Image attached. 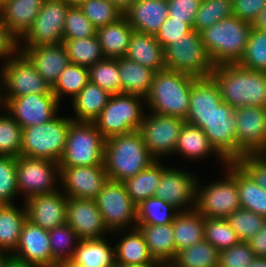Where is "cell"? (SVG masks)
<instances>
[{"instance_id":"obj_1","label":"cell","mask_w":266,"mask_h":267,"mask_svg":"<svg viewBox=\"0 0 266 267\" xmlns=\"http://www.w3.org/2000/svg\"><path fill=\"white\" fill-rule=\"evenodd\" d=\"M210 76L217 83L223 102L234 109L243 106L266 108V72L231 63L214 66Z\"/></svg>"},{"instance_id":"obj_2","label":"cell","mask_w":266,"mask_h":267,"mask_svg":"<svg viewBox=\"0 0 266 267\" xmlns=\"http://www.w3.org/2000/svg\"><path fill=\"white\" fill-rule=\"evenodd\" d=\"M155 161L139 130L105 140L104 166L111 180L123 182Z\"/></svg>"},{"instance_id":"obj_3","label":"cell","mask_w":266,"mask_h":267,"mask_svg":"<svg viewBox=\"0 0 266 267\" xmlns=\"http://www.w3.org/2000/svg\"><path fill=\"white\" fill-rule=\"evenodd\" d=\"M197 78L174 70L157 71L145 105L149 112L186 119L192 84Z\"/></svg>"},{"instance_id":"obj_4","label":"cell","mask_w":266,"mask_h":267,"mask_svg":"<svg viewBox=\"0 0 266 267\" xmlns=\"http://www.w3.org/2000/svg\"><path fill=\"white\" fill-rule=\"evenodd\" d=\"M251 30L252 23L231 15L201 31L212 64L238 63L245 52Z\"/></svg>"},{"instance_id":"obj_5","label":"cell","mask_w":266,"mask_h":267,"mask_svg":"<svg viewBox=\"0 0 266 267\" xmlns=\"http://www.w3.org/2000/svg\"><path fill=\"white\" fill-rule=\"evenodd\" d=\"M145 98L127 93L111 95L108 103L94 120V125L105 140L140 130Z\"/></svg>"},{"instance_id":"obj_6","label":"cell","mask_w":266,"mask_h":267,"mask_svg":"<svg viewBox=\"0 0 266 267\" xmlns=\"http://www.w3.org/2000/svg\"><path fill=\"white\" fill-rule=\"evenodd\" d=\"M68 116H56L47 123L22 128L21 155L59 162L66 146L69 125Z\"/></svg>"},{"instance_id":"obj_7","label":"cell","mask_w":266,"mask_h":267,"mask_svg":"<svg viewBox=\"0 0 266 267\" xmlns=\"http://www.w3.org/2000/svg\"><path fill=\"white\" fill-rule=\"evenodd\" d=\"M226 166V175L224 174L221 181L201 186L197 179L196 209L205 218L226 219L235 210L241 208L237 188V163L228 162Z\"/></svg>"},{"instance_id":"obj_8","label":"cell","mask_w":266,"mask_h":267,"mask_svg":"<svg viewBox=\"0 0 266 267\" xmlns=\"http://www.w3.org/2000/svg\"><path fill=\"white\" fill-rule=\"evenodd\" d=\"M104 145L93 122L72 121L59 167L104 165Z\"/></svg>"},{"instance_id":"obj_9","label":"cell","mask_w":266,"mask_h":267,"mask_svg":"<svg viewBox=\"0 0 266 267\" xmlns=\"http://www.w3.org/2000/svg\"><path fill=\"white\" fill-rule=\"evenodd\" d=\"M165 67L169 70L182 72L196 78H206L214 69L202 36L194 29L182 38L174 40L164 49Z\"/></svg>"},{"instance_id":"obj_10","label":"cell","mask_w":266,"mask_h":267,"mask_svg":"<svg viewBox=\"0 0 266 267\" xmlns=\"http://www.w3.org/2000/svg\"><path fill=\"white\" fill-rule=\"evenodd\" d=\"M16 179L18 193L24 195L25 200L61 189L57 186L60 182L59 164L48 159L16 157Z\"/></svg>"},{"instance_id":"obj_11","label":"cell","mask_w":266,"mask_h":267,"mask_svg":"<svg viewBox=\"0 0 266 267\" xmlns=\"http://www.w3.org/2000/svg\"><path fill=\"white\" fill-rule=\"evenodd\" d=\"M96 203L106 227L114 235L122 229L128 230L137 226V206L121 181L109 179L99 192Z\"/></svg>"},{"instance_id":"obj_12","label":"cell","mask_w":266,"mask_h":267,"mask_svg":"<svg viewBox=\"0 0 266 267\" xmlns=\"http://www.w3.org/2000/svg\"><path fill=\"white\" fill-rule=\"evenodd\" d=\"M3 98L29 94H53L52 87L40 76L31 61L20 51L3 60Z\"/></svg>"},{"instance_id":"obj_13","label":"cell","mask_w":266,"mask_h":267,"mask_svg":"<svg viewBox=\"0 0 266 267\" xmlns=\"http://www.w3.org/2000/svg\"><path fill=\"white\" fill-rule=\"evenodd\" d=\"M68 8L69 6L60 0H44L35 21L19 39V49L63 43Z\"/></svg>"},{"instance_id":"obj_14","label":"cell","mask_w":266,"mask_h":267,"mask_svg":"<svg viewBox=\"0 0 266 267\" xmlns=\"http://www.w3.org/2000/svg\"><path fill=\"white\" fill-rule=\"evenodd\" d=\"M185 120L174 116L145 112L140 132L147 149L160 161L161 157L175 154V148Z\"/></svg>"},{"instance_id":"obj_15","label":"cell","mask_w":266,"mask_h":267,"mask_svg":"<svg viewBox=\"0 0 266 267\" xmlns=\"http://www.w3.org/2000/svg\"><path fill=\"white\" fill-rule=\"evenodd\" d=\"M237 160L243 155L266 152V108L243 106L234 109Z\"/></svg>"},{"instance_id":"obj_16","label":"cell","mask_w":266,"mask_h":267,"mask_svg":"<svg viewBox=\"0 0 266 267\" xmlns=\"http://www.w3.org/2000/svg\"><path fill=\"white\" fill-rule=\"evenodd\" d=\"M7 111L21 128L44 124L58 114L60 102L54 94H29L4 98Z\"/></svg>"},{"instance_id":"obj_17","label":"cell","mask_w":266,"mask_h":267,"mask_svg":"<svg viewBox=\"0 0 266 267\" xmlns=\"http://www.w3.org/2000/svg\"><path fill=\"white\" fill-rule=\"evenodd\" d=\"M60 168V188L68 198L96 200L109 180L104 165Z\"/></svg>"},{"instance_id":"obj_18","label":"cell","mask_w":266,"mask_h":267,"mask_svg":"<svg viewBox=\"0 0 266 267\" xmlns=\"http://www.w3.org/2000/svg\"><path fill=\"white\" fill-rule=\"evenodd\" d=\"M166 167L161 175L160 183L154 197L173 205L179 211L196 209L197 176L179 169Z\"/></svg>"},{"instance_id":"obj_19","label":"cell","mask_w":266,"mask_h":267,"mask_svg":"<svg viewBox=\"0 0 266 267\" xmlns=\"http://www.w3.org/2000/svg\"><path fill=\"white\" fill-rule=\"evenodd\" d=\"M202 130L227 162L237 161L236 117L232 106L222 102Z\"/></svg>"},{"instance_id":"obj_20","label":"cell","mask_w":266,"mask_h":267,"mask_svg":"<svg viewBox=\"0 0 266 267\" xmlns=\"http://www.w3.org/2000/svg\"><path fill=\"white\" fill-rule=\"evenodd\" d=\"M66 224L75 230L81 240L98 239L108 233L112 234L108 232L96 200L68 198Z\"/></svg>"},{"instance_id":"obj_21","label":"cell","mask_w":266,"mask_h":267,"mask_svg":"<svg viewBox=\"0 0 266 267\" xmlns=\"http://www.w3.org/2000/svg\"><path fill=\"white\" fill-rule=\"evenodd\" d=\"M27 220L50 231L66 223L68 197L60 189L54 193L34 195L24 200Z\"/></svg>"},{"instance_id":"obj_22","label":"cell","mask_w":266,"mask_h":267,"mask_svg":"<svg viewBox=\"0 0 266 267\" xmlns=\"http://www.w3.org/2000/svg\"><path fill=\"white\" fill-rule=\"evenodd\" d=\"M12 257L38 267L56 265L52 259L49 232L26 220Z\"/></svg>"},{"instance_id":"obj_23","label":"cell","mask_w":266,"mask_h":267,"mask_svg":"<svg viewBox=\"0 0 266 267\" xmlns=\"http://www.w3.org/2000/svg\"><path fill=\"white\" fill-rule=\"evenodd\" d=\"M222 102L219 87L211 76L197 78L192 84L185 122L203 129Z\"/></svg>"},{"instance_id":"obj_24","label":"cell","mask_w":266,"mask_h":267,"mask_svg":"<svg viewBox=\"0 0 266 267\" xmlns=\"http://www.w3.org/2000/svg\"><path fill=\"white\" fill-rule=\"evenodd\" d=\"M35 66L40 76L51 86L57 82L60 73L70 64L63 43L41 45L19 49Z\"/></svg>"},{"instance_id":"obj_25","label":"cell","mask_w":266,"mask_h":267,"mask_svg":"<svg viewBox=\"0 0 266 267\" xmlns=\"http://www.w3.org/2000/svg\"><path fill=\"white\" fill-rule=\"evenodd\" d=\"M124 16L134 31L155 35L168 17V1L138 0Z\"/></svg>"},{"instance_id":"obj_26","label":"cell","mask_w":266,"mask_h":267,"mask_svg":"<svg viewBox=\"0 0 266 267\" xmlns=\"http://www.w3.org/2000/svg\"><path fill=\"white\" fill-rule=\"evenodd\" d=\"M44 0H7L0 7V18L20 39L35 21Z\"/></svg>"},{"instance_id":"obj_27","label":"cell","mask_w":266,"mask_h":267,"mask_svg":"<svg viewBox=\"0 0 266 267\" xmlns=\"http://www.w3.org/2000/svg\"><path fill=\"white\" fill-rule=\"evenodd\" d=\"M125 57L156 72L166 69L164 48L153 34L133 31Z\"/></svg>"},{"instance_id":"obj_28","label":"cell","mask_w":266,"mask_h":267,"mask_svg":"<svg viewBox=\"0 0 266 267\" xmlns=\"http://www.w3.org/2000/svg\"><path fill=\"white\" fill-rule=\"evenodd\" d=\"M136 227L142 232L152 258L161 266L170 265L176 257L172 223Z\"/></svg>"},{"instance_id":"obj_29","label":"cell","mask_w":266,"mask_h":267,"mask_svg":"<svg viewBox=\"0 0 266 267\" xmlns=\"http://www.w3.org/2000/svg\"><path fill=\"white\" fill-rule=\"evenodd\" d=\"M179 155L184 159H204L208 155H214L216 158L227 165V161L215 150V148L209 142V139L203 132V130L197 126H193L187 122H184L178 138V143L175 148V155Z\"/></svg>"},{"instance_id":"obj_30","label":"cell","mask_w":266,"mask_h":267,"mask_svg":"<svg viewBox=\"0 0 266 267\" xmlns=\"http://www.w3.org/2000/svg\"><path fill=\"white\" fill-rule=\"evenodd\" d=\"M111 94L90 80L82 90L72 99L75 113L73 121L94 122L104 109Z\"/></svg>"},{"instance_id":"obj_31","label":"cell","mask_w":266,"mask_h":267,"mask_svg":"<svg viewBox=\"0 0 266 267\" xmlns=\"http://www.w3.org/2000/svg\"><path fill=\"white\" fill-rule=\"evenodd\" d=\"M134 29L125 16L118 21L97 29V37L105 58L125 56Z\"/></svg>"},{"instance_id":"obj_32","label":"cell","mask_w":266,"mask_h":267,"mask_svg":"<svg viewBox=\"0 0 266 267\" xmlns=\"http://www.w3.org/2000/svg\"><path fill=\"white\" fill-rule=\"evenodd\" d=\"M71 261L86 267H115V246L105 237L82 239Z\"/></svg>"},{"instance_id":"obj_33","label":"cell","mask_w":266,"mask_h":267,"mask_svg":"<svg viewBox=\"0 0 266 267\" xmlns=\"http://www.w3.org/2000/svg\"><path fill=\"white\" fill-rule=\"evenodd\" d=\"M122 235L115 243V263L119 264H159L149 253L145 238L138 227L121 230Z\"/></svg>"},{"instance_id":"obj_34","label":"cell","mask_w":266,"mask_h":267,"mask_svg":"<svg viewBox=\"0 0 266 267\" xmlns=\"http://www.w3.org/2000/svg\"><path fill=\"white\" fill-rule=\"evenodd\" d=\"M122 93L146 98L156 71L127 57L117 58Z\"/></svg>"},{"instance_id":"obj_35","label":"cell","mask_w":266,"mask_h":267,"mask_svg":"<svg viewBox=\"0 0 266 267\" xmlns=\"http://www.w3.org/2000/svg\"><path fill=\"white\" fill-rule=\"evenodd\" d=\"M176 254L204 239V216L197 210L180 211L172 222Z\"/></svg>"},{"instance_id":"obj_36","label":"cell","mask_w":266,"mask_h":267,"mask_svg":"<svg viewBox=\"0 0 266 267\" xmlns=\"http://www.w3.org/2000/svg\"><path fill=\"white\" fill-rule=\"evenodd\" d=\"M27 220L25 204L21 207L13 204L0 205V249L13 253L18 246L23 225Z\"/></svg>"},{"instance_id":"obj_37","label":"cell","mask_w":266,"mask_h":267,"mask_svg":"<svg viewBox=\"0 0 266 267\" xmlns=\"http://www.w3.org/2000/svg\"><path fill=\"white\" fill-rule=\"evenodd\" d=\"M161 162V160L155 161L145 170H142L137 175L122 182L127 194L136 206L146 199L154 196V193L160 183L161 175L167 167Z\"/></svg>"},{"instance_id":"obj_38","label":"cell","mask_w":266,"mask_h":267,"mask_svg":"<svg viewBox=\"0 0 266 267\" xmlns=\"http://www.w3.org/2000/svg\"><path fill=\"white\" fill-rule=\"evenodd\" d=\"M220 251L203 239L177 252L171 267H218Z\"/></svg>"},{"instance_id":"obj_39","label":"cell","mask_w":266,"mask_h":267,"mask_svg":"<svg viewBox=\"0 0 266 267\" xmlns=\"http://www.w3.org/2000/svg\"><path fill=\"white\" fill-rule=\"evenodd\" d=\"M237 188L241 208L266 217V191L237 164Z\"/></svg>"},{"instance_id":"obj_40","label":"cell","mask_w":266,"mask_h":267,"mask_svg":"<svg viewBox=\"0 0 266 267\" xmlns=\"http://www.w3.org/2000/svg\"><path fill=\"white\" fill-rule=\"evenodd\" d=\"M70 63L90 68L105 57L96 36L81 39H63Z\"/></svg>"},{"instance_id":"obj_41","label":"cell","mask_w":266,"mask_h":267,"mask_svg":"<svg viewBox=\"0 0 266 267\" xmlns=\"http://www.w3.org/2000/svg\"><path fill=\"white\" fill-rule=\"evenodd\" d=\"M179 212L173 205L152 196L137 205V225H167Z\"/></svg>"},{"instance_id":"obj_42","label":"cell","mask_w":266,"mask_h":267,"mask_svg":"<svg viewBox=\"0 0 266 267\" xmlns=\"http://www.w3.org/2000/svg\"><path fill=\"white\" fill-rule=\"evenodd\" d=\"M89 81V68L70 63L59 75L52 87V93L61 102L62 97L72 99L82 90Z\"/></svg>"},{"instance_id":"obj_43","label":"cell","mask_w":266,"mask_h":267,"mask_svg":"<svg viewBox=\"0 0 266 267\" xmlns=\"http://www.w3.org/2000/svg\"><path fill=\"white\" fill-rule=\"evenodd\" d=\"M48 232L53 261L56 264L70 261L81 240L75 230L65 223Z\"/></svg>"},{"instance_id":"obj_44","label":"cell","mask_w":266,"mask_h":267,"mask_svg":"<svg viewBox=\"0 0 266 267\" xmlns=\"http://www.w3.org/2000/svg\"><path fill=\"white\" fill-rule=\"evenodd\" d=\"M89 80L111 95L122 93L117 59L104 58L89 68Z\"/></svg>"},{"instance_id":"obj_45","label":"cell","mask_w":266,"mask_h":267,"mask_svg":"<svg viewBox=\"0 0 266 267\" xmlns=\"http://www.w3.org/2000/svg\"><path fill=\"white\" fill-rule=\"evenodd\" d=\"M231 15H233L232 0H202L195 16L193 29L200 33Z\"/></svg>"},{"instance_id":"obj_46","label":"cell","mask_w":266,"mask_h":267,"mask_svg":"<svg viewBox=\"0 0 266 267\" xmlns=\"http://www.w3.org/2000/svg\"><path fill=\"white\" fill-rule=\"evenodd\" d=\"M204 239L219 251L231 248L240 242L227 220L221 218L204 217Z\"/></svg>"},{"instance_id":"obj_47","label":"cell","mask_w":266,"mask_h":267,"mask_svg":"<svg viewBox=\"0 0 266 267\" xmlns=\"http://www.w3.org/2000/svg\"><path fill=\"white\" fill-rule=\"evenodd\" d=\"M21 148L22 128L7 111L0 113V155L19 157Z\"/></svg>"},{"instance_id":"obj_48","label":"cell","mask_w":266,"mask_h":267,"mask_svg":"<svg viewBox=\"0 0 266 267\" xmlns=\"http://www.w3.org/2000/svg\"><path fill=\"white\" fill-rule=\"evenodd\" d=\"M238 64L247 69L266 72V32L252 28Z\"/></svg>"},{"instance_id":"obj_49","label":"cell","mask_w":266,"mask_h":267,"mask_svg":"<svg viewBox=\"0 0 266 267\" xmlns=\"http://www.w3.org/2000/svg\"><path fill=\"white\" fill-rule=\"evenodd\" d=\"M79 8L97 29L114 23L124 16L121 9L106 0H86Z\"/></svg>"},{"instance_id":"obj_50","label":"cell","mask_w":266,"mask_h":267,"mask_svg":"<svg viewBox=\"0 0 266 267\" xmlns=\"http://www.w3.org/2000/svg\"><path fill=\"white\" fill-rule=\"evenodd\" d=\"M228 224L236 232L240 241L247 242L266 223V217L244 208L235 210L226 218Z\"/></svg>"},{"instance_id":"obj_51","label":"cell","mask_w":266,"mask_h":267,"mask_svg":"<svg viewBox=\"0 0 266 267\" xmlns=\"http://www.w3.org/2000/svg\"><path fill=\"white\" fill-rule=\"evenodd\" d=\"M97 28L89 21L79 7H69L65 17L64 39L94 37Z\"/></svg>"},{"instance_id":"obj_52","label":"cell","mask_w":266,"mask_h":267,"mask_svg":"<svg viewBox=\"0 0 266 267\" xmlns=\"http://www.w3.org/2000/svg\"><path fill=\"white\" fill-rule=\"evenodd\" d=\"M18 194L16 157L0 155V205L13 204Z\"/></svg>"},{"instance_id":"obj_53","label":"cell","mask_w":266,"mask_h":267,"mask_svg":"<svg viewBox=\"0 0 266 267\" xmlns=\"http://www.w3.org/2000/svg\"><path fill=\"white\" fill-rule=\"evenodd\" d=\"M254 258L248 243L240 241L231 248L220 251L218 267H247Z\"/></svg>"},{"instance_id":"obj_54","label":"cell","mask_w":266,"mask_h":267,"mask_svg":"<svg viewBox=\"0 0 266 267\" xmlns=\"http://www.w3.org/2000/svg\"><path fill=\"white\" fill-rule=\"evenodd\" d=\"M192 30L193 27L190 24L184 21L173 20L168 16L154 36L165 49L174 40L182 38Z\"/></svg>"},{"instance_id":"obj_55","label":"cell","mask_w":266,"mask_h":267,"mask_svg":"<svg viewBox=\"0 0 266 267\" xmlns=\"http://www.w3.org/2000/svg\"><path fill=\"white\" fill-rule=\"evenodd\" d=\"M236 163L266 191V156L264 154L243 155Z\"/></svg>"},{"instance_id":"obj_56","label":"cell","mask_w":266,"mask_h":267,"mask_svg":"<svg viewBox=\"0 0 266 267\" xmlns=\"http://www.w3.org/2000/svg\"><path fill=\"white\" fill-rule=\"evenodd\" d=\"M168 16L173 20L184 21L193 27L195 16L202 0H167Z\"/></svg>"},{"instance_id":"obj_57","label":"cell","mask_w":266,"mask_h":267,"mask_svg":"<svg viewBox=\"0 0 266 267\" xmlns=\"http://www.w3.org/2000/svg\"><path fill=\"white\" fill-rule=\"evenodd\" d=\"M266 7V0H232V13L237 18L252 23Z\"/></svg>"},{"instance_id":"obj_58","label":"cell","mask_w":266,"mask_h":267,"mask_svg":"<svg viewBox=\"0 0 266 267\" xmlns=\"http://www.w3.org/2000/svg\"><path fill=\"white\" fill-rule=\"evenodd\" d=\"M19 51V39L7 28L0 18V58H11Z\"/></svg>"},{"instance_id":"obj_59","label":"cell","mask_w":266,"mask_h":267,"mask_svg":"<svg viewBox=\"0 0 266 267\" xmlns=\"http://www.w3.org/2000/svg\"><path fill=\"white\" fill-rule=\"evenodd\" d=\"M247 243L255 257H266V223Z\"/></svg>"},{"instance_id":"obj_60","label":"cell","mask_w":266,"mask_h":267,"mask_svg":"<svg viewBox=\"0 0 266 267\" xmlns=\"http://www.w3.org/2000/svg\"><path fill=\"white\" fill-rule=\"evenodd\" d=\"M252 28L266 32V7H264L254 19Z\"/></svg>"},{"instance_id":"obj_61","label":"cell","mask_w":266,"mask_h":267,"mask_svg":"<svg viewBox=\"0 0 266 267\" xmlns=\"http://www.w3.org/2000/svg\"><path fill=\"white\" fill-rule=\"evenodd\" d=\"M109 3L114 4L123 12L129 9L133 4H135L138 0H106Z\"/></svg>"},{"instance_id":"obj_62","label":"cell","mask_w":266,"mask_h":267,"mask_svg":"<svg viewBox=\"0 0 266 267\" xmlns=\"http://www.w3.org/2000/svg\"><path fill=\"white\" fill-rule=\"evenodd\" d=\"M5 267H38L32 264H28L26 262L19 261L13 257L9 259V261L6 263Z\"/></svg>"},{"instance_id":"obj_63","label":"cell","mask_w":266,"mask_h":267,"mask_svg":"<svg viewBox=\"0 0 266 267\" xmlns=\"http://www.w3.org/2000/svg\"><path fill=\"white\" fill-rule=\"evenodd\" d=\"M247 267H266V257H255Z\"/></svg>"},{"instance_id":"obj_64","label":"cell","mask_w":266,"mask_h":267,"mask_svg":"<svg viewBox=\"0 0 266 267\" xmlns=\"http://www.w3.org/2000/svg\"><path fill=\"white\" fill-rule=\"evenodd\" d=\"M12 254L0 249V267H5Z\"/></svg>"},{"instance_id":"obj_65","label":"cell","mask_w":266,"mask_h":267,"mask_svg":"<svg viewBox=\"0 0 266 267\" xmlns=\"http://www.w3.org/2000/svg\"><path fill=\"white\" fill-rule=\"evenodd\" d=\"M115 267H161L160 264H119L115 263Z\"/></svg>"},{"instance_id":"obj_66","label":"cell","mask_w":266,"mask_h":267,"mask_svg":"<svg viewBox=\"0 0 266 267\" xmlns=\"http://www.w3.org/2000/svg\"><path fill=\"white\" fill-rule=\"evenodd\" d=\"M0 107H3L2 109H5V102L3 98V79H2V66L0 67ZM3 105V106H2Z\"/></svg>"},{"instance_id":"obj_67","label":"cell","mask_w":266,"mask_h":267,"mask_svg":"<svg viewBox=\"0 0 266 267\" xmlns=\"http://www.w3.org/2000/svg\"><path fill=\"white\" fill-rule=\"evenodd\" d=\"M69 7H79L86 0H60Z\"/></svg>"},{"instance_id":"obj_68","label":"cell","mask_w":266,"mask_h":267,"mask_svg":"<svg viewBox=\"0 0 266 267\" xmlns=\"http://www.w3.org/2000/svg\"><path fill=\"white\" fill-rule=\"evenodd\" d=\"M62 265L64 267H86V266H81V265H78L76 263H73L71 260L70 261L63 262Z\"/></svg>"},{"instance_id":"obj_69","label":"cell","mask_w":266,"mask_h":267,"mask_svg":"<svg viewBox=\"0 0 266 267\" xmlns=\"http://www.w3.org/2000/svg\"><path fill=\"white\" fill-rule=\"evenodd\" d=\"M47 267H64L62 264H56V265H51V266H47Z\"/></svg>"},{"instance_id":"obj_70","label":"cell","mask_w":266,"mask_h":267,"mask_svg":"<svg viewBox=\"0 0 266 267\" xmlns=\"http://www.w3.org/2000/svg\"><path fill=\"white\" fill-rule=\"evenodd\" d=\"M7 0H0V7L6 2Z\"/></svg>"}]
</instances>
